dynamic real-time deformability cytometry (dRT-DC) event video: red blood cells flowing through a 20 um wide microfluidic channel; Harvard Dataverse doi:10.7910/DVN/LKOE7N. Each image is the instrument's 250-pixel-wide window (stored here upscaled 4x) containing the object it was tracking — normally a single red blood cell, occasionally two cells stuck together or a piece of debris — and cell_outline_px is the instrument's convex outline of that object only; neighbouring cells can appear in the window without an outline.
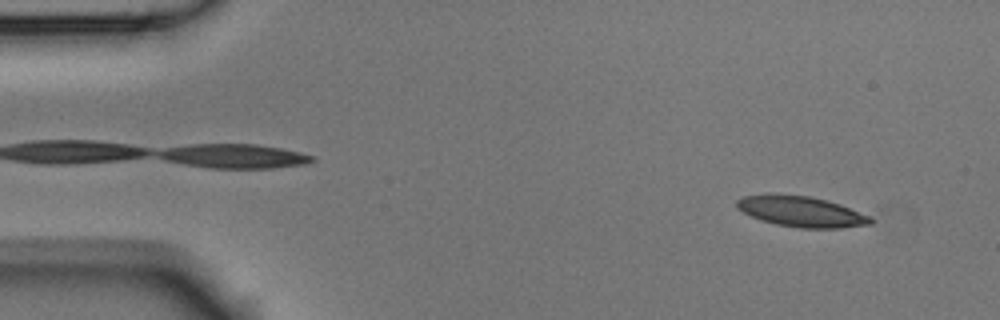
{"species": "Egyptian fruit bat (a non-hibernating species)", "species_latin": "Rousettus aegyptiacus", "temperature_condition": "room temperature", "stored_images_in_passage": 5, "segment_of_instrument_passage": [1, 2], "camera_frame_rate_fps": 3000, "um_per_image_px": 0.085, "animal": {"sex": "male"}, "frame": {"image": 1, "passage_image": 1, "time_ms": 0.0, "image_size_px": [1000, 320], "cell_outline_px": [[872, 224], [840, 228], [800, 228], [776, 224], [760, 220], [736, 208], [736, 200], [744, 196], [768, 192], [772, 192], [808, 196], [840, 204], [872, 216]], "centroid_in_image_um": [68.08, 17.96], "position_along_channel_um": 16.9, "area_um2": 24.22}}
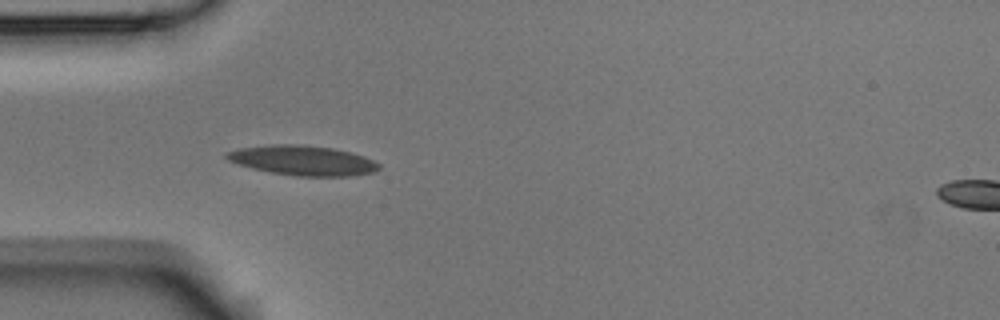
{"frame": {"image": 2, "passage_image": 4, "time_ms": 1.0, "image_size_px": [1000, 320], "cell_outline_px": [[380, 168], [376, 172], [352, 176], [296, 176], [272, 172], [252, 168], [228, 160], [224, 156], [224, 152], [240, 148], [272, 144], [304, 144], [332, 148], [352, 152], [364, 156], [380, 164]], "centroid_in_image_um": [25.76, 13.63], "position_along_channel_um": 59.2, "area_um2": 26.59}}